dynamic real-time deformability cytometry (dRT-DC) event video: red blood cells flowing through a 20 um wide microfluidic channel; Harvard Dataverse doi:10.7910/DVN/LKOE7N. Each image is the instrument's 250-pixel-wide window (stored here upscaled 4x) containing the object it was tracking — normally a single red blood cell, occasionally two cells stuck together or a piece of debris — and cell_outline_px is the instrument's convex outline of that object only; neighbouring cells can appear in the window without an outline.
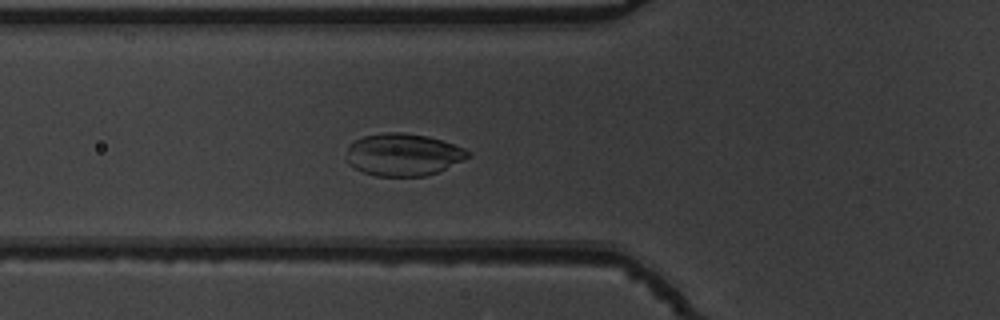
{"species": "common noctule bat (a hibernating species)", "species_latin": "Nyctalus noctula", "temperature_condition": "warm", "stored_images_in_passage": 55, "camera_frame_rate_fps": 3000, "um_per_image_px": 0.085, "animal": {"sex": "male", "body_mass_g": 19.5, "forearm_length_mm": 54.6}, "frame": {"image": 1, "passage_image": 21, "time_ms": 6.667, "image_size_px": [1000, 320], "cell_outline_px": [[472, 156], [464, 160], [428, 176], [376, 176], [364, 172], [348, 164], [348, 144], [364, 136], [388, 132], [400, 132], [428, 136], [464, 148], [472, 152]], "centroid_in_image_um": [34.3, 13.15], "position_along_channel_um": 91.5, "area_um2": 29.88}}
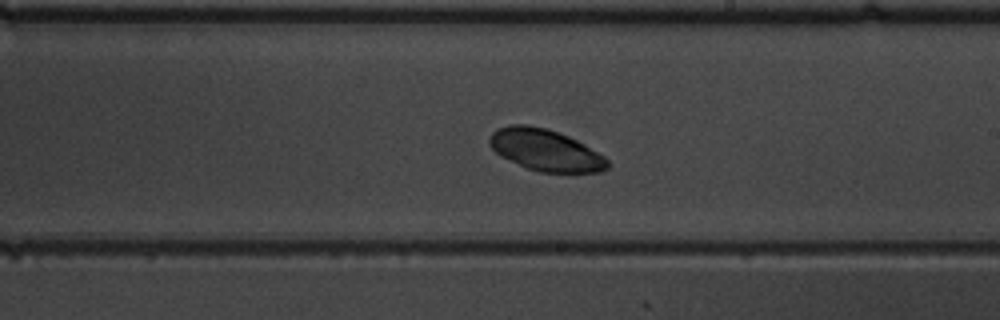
{"frame": {"image": 2, "passage_image": 33, "time_ms": 10.667, "image_size_px": [1000, 320], "cell_outline_px": [[608, 168], [600, 172], [540, 172], [528, 168], [500, 156], [488, 144], [488, 140], [492, 132], [496, 128], [508, 124], [528, 124], [544, 128], [568, 136], [584, 144], [604, 156], [608, 160]], "centroid_in_image_um": [46.33, 12.74], "position_along_channel_um": 242.7, "area_um2": 28.5}}
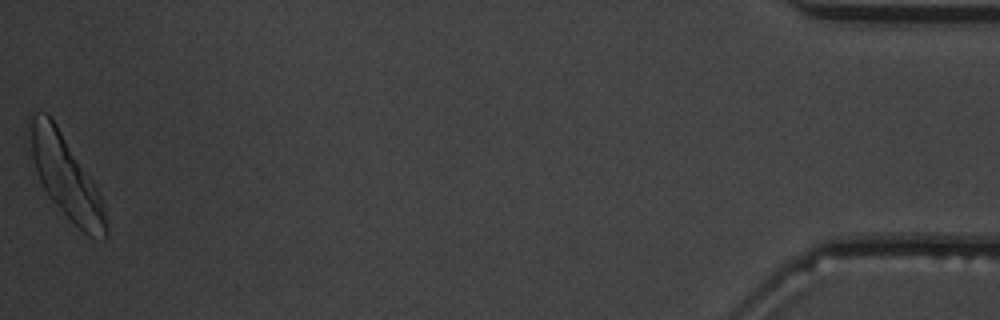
{"frame": {"image": 3, "passage_image": 55, "time_ms": 18.0, "image_size_px": [1000, 320], "cell_outline_px": [[108, 236], [104, 240], [88, 236], [48, 196], [40, 180], [32, 156], [28, 116], [32, 112], [44, 112], [56, 124], [92, 180], [100, 196], [108, 228]], "centroid_in_image_um": [5.6, 15.03], "position_along_channel_um": 429.6, "area_um2": 35.43}}